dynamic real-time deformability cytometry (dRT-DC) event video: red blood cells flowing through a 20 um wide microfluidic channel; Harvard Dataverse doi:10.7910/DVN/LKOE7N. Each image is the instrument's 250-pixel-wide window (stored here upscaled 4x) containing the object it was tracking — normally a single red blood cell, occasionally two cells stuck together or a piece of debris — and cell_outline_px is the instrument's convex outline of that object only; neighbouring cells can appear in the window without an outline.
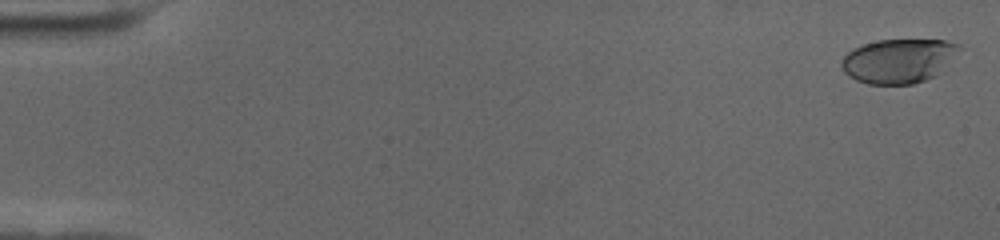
{"species": "human", "species_latin": "Homo sapiens", "temperature_condition": "cold", "stored_images_in_passage": 59, "camera_frame_rate_fps": 3000, "um_per_image_px": 0.085, "donor": {"sex": "female"}, "frame": {"image": 1, "passage_image": 2, "time_ms": 0.333, "image_size_px": [1000, 240], "cell_outline_px": [[960, 48], [944, 72], [936, 76], [912, 84], [868, 84], [856, 80], [848, 76], [844, 72], [840, 64], [840, 60], [852, 48], [876, 40], [944, 40], [960, 44]], "centroid_in_image_um": [76.38, 5.18], "position_along_channel_um": 8.6, "area_um2": 30.69}}
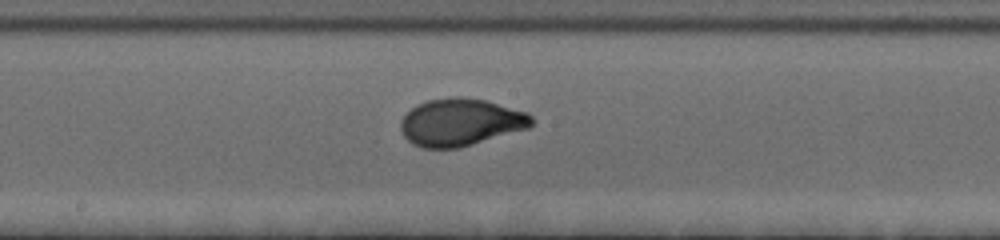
{"frame": {"image": 2, "passage_image": 33, "time_ms": 10.667, "image_size_px": [1000, 240], "cell_outline_px": [[532, 124], [528, 128], [460, 148], [420, 148], [412, 144], [404, 136], [400, 128], [400, 120], [416, 104], [428, 100], [456, 96], [460, 96], [484, 100], [528, 112], [532, 116]], "centroid_in_image_um": [39.13, 10.39], "position_along_channel_um": 209.1, "area_um2": 36.18}}
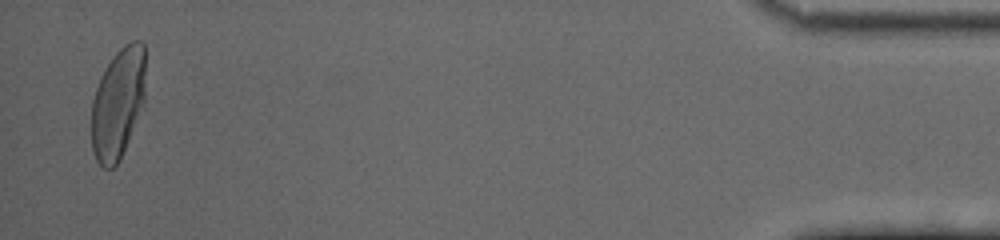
{"frame": {"image": 3, "passage_image": 58, "time_ms": 19.0, "image_size_px": [1000, 240], "cell_outline_px": [[144, 104], [120, 160], [112, 168], [104, 168], [96, 160], [92, 148], [92, 100], [100, 76], [104, 68], [116, 52], [124, 44], [132, 40], [140, 40], [144, 44]], "centroid_in_image_um": [10.02, 8.77], "position_along_channel_um": 425.2, "area_um2": 34.91}, "authors_computed_cell_mechanics": {"area_um2": 34.2176, "velocity_mm_per_s": 3.5228, "shape_relaxation_time_tau1_ms": 4.2495, "shape_relaxation_time_tau2_ms": null, "deformation_change_tau1": 0.2019, "deformation_change_tau2": null}}